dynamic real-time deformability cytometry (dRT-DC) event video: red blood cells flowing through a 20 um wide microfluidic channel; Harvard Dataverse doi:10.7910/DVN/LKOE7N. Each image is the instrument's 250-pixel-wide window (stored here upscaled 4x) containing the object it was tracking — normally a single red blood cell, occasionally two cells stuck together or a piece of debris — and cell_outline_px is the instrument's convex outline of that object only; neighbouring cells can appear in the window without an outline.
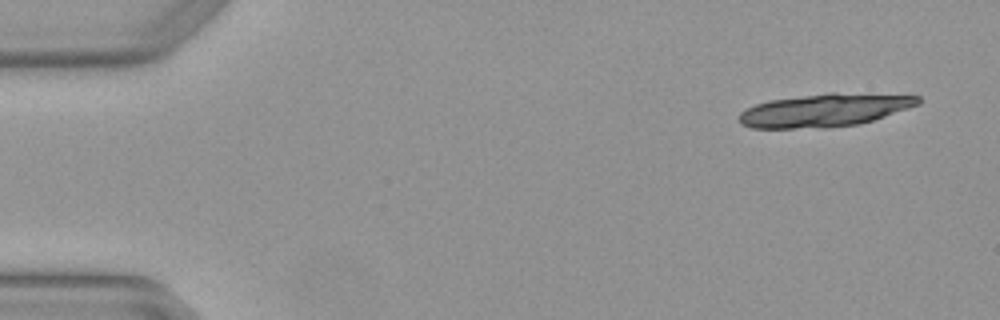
{"species": "Egyptian fruit bat (a non-hibernating species)", "species_latin": "Rousettus aegyptiacus", "temperature_condition": "warm", "stored_images_in_passage": 4, "camera_frame_rate_fps": 3000, "um_per_image_px": 0.085, "animal": {"sex": "female"}, "frame": {"image": 1, "passage_image": 1, "time_ms": 0.0, "image_size_px": [1000, 320], "cell_outline_px": [[920, 104], [860, 124], [828, 128], [752, 128], [740, 124], [740, 112], [756, 104], [768, 100], [828, 92], [836, 92], [920, 96]], "centroid_in_image_um": [70.08, 9.37], "position_along_channel_um": 14.9, "area_um2": 34.45}}